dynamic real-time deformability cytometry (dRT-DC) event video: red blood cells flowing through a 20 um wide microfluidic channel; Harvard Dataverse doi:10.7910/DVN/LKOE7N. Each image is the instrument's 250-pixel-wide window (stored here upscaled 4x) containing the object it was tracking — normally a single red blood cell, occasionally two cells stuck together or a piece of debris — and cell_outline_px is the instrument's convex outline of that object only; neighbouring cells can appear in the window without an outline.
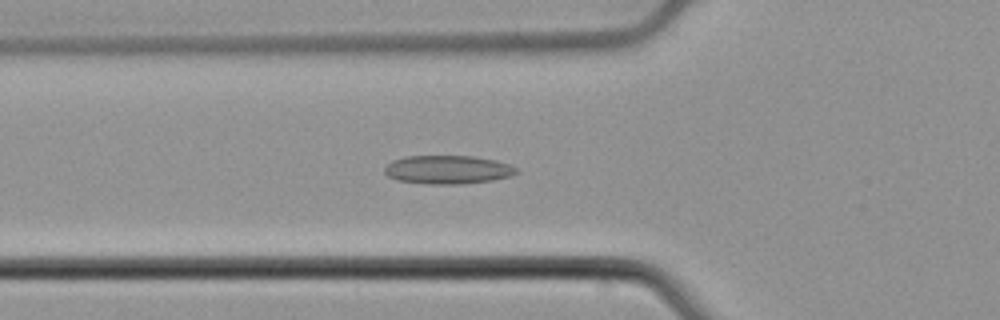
{"species": "common noctule bat (a hibernating species)", "species_latin": "Nyctalus noctula", "temperature_condition": "cold", "stored_images_in_passage": 55, "camera_frame_rate_fps": 3000, "um_per_image_px": 0.085, "animal": {"sex": "male", "body_mass_g": 21.5, "forearm_length_mm": 52.0}, "frame": {"image": 1, "passage_image": 20, "time_ms": 6.333, "image_size_px": [1000, 320], "cell_outline_px": [[516, 172], [512, 176], [492, 180], [464, 184], [428, 184], [400, 180], [388, 176], [384, 172], [384, 168], [392, 160], [404, 156], [472, 156], [496, 160], [508, 164], [516, 168]], "centroid_in_image_um": [38.05, 14.42], "position_along_channel_um": 87.8, "area_um2": 21.85}}
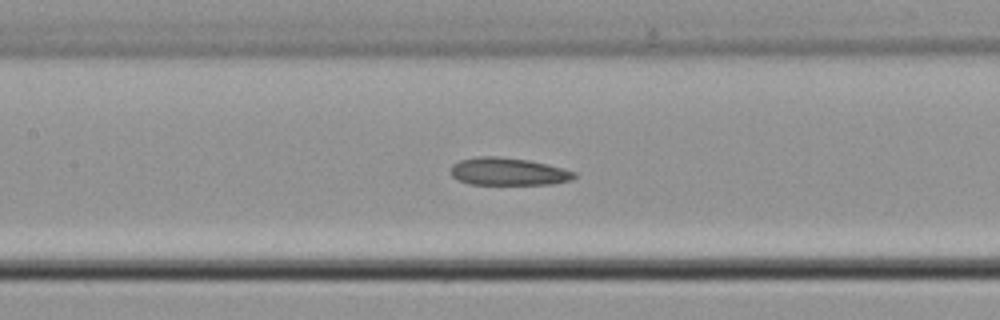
{"frame": {"image": 2, "passage_image": 26, "time_ms": 8.333, "image_size_px": [1000, 320], "cell_outline_px": [[576, 176], [572, 180], [552, 184], [468, 184], [452, 176], [452, 164], [460, 160], [476, 156], [496, 156], [528, 160], [564, 168], [576, 172]], "centroid_in_image_um": [43.22, 14.58], "position_along_channel_um": 164.2, "area_um2": 19.83}}
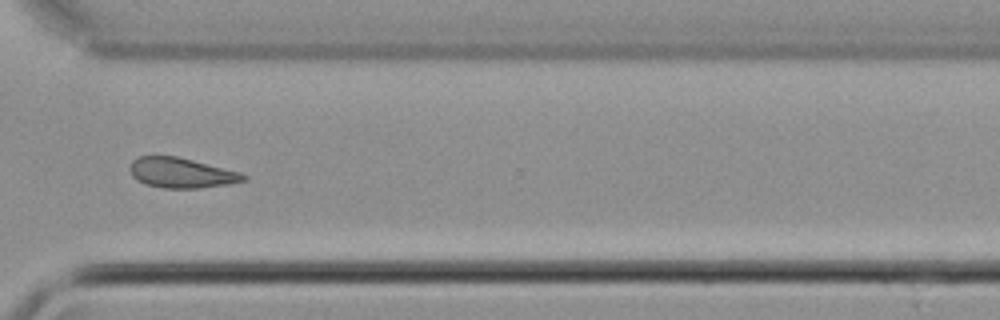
{"frame": {"image": 3, "passage_image": 41, "time_ms": 13.333, "image_size_px": [1000, 320], "cell_outline_px": [[248, 180], [228, 184], [200, 188], [164, 188], [144, 184], [136, 180], [132, 176], [132, 160], [140, 156], [176, 156], [240, 172], [248, 176]], "centroid_in_image_um": [15.44, 14.7], "position_along_channel_um": 355.2, "area_um2": 19.77}, "authors_computed_cell_mechanics": {"area_um2": 20.4612, "velocity_mm_per_s": 3.8092, "shape_relaxation_time_tau1_ms": null, "shape_relaxation_time_tau2_ms": 2.8542, "deformation_change_tau1": null, "deformation_change_tau2": 0.0681}}